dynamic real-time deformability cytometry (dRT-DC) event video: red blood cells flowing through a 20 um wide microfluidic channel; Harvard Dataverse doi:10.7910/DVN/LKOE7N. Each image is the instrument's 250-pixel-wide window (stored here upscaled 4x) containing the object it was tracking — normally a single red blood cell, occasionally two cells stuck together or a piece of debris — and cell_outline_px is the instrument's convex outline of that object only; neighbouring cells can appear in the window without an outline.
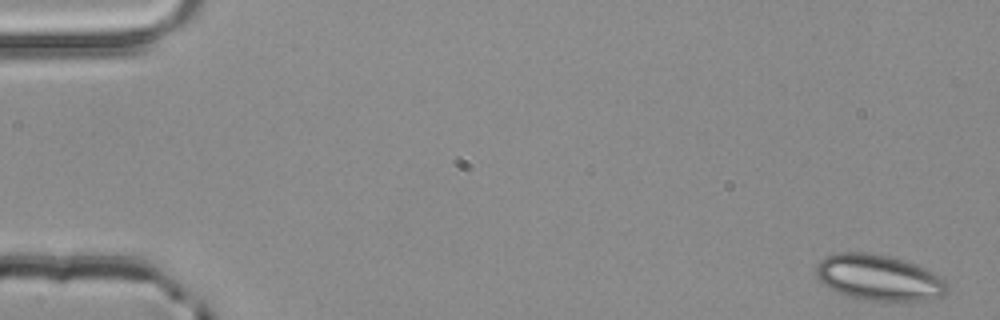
{"species": "common noctule bat (a hibernating species)", "species_latin": "Nyctalus noctula", "temperature_condition": "room temperature", "stored_images_in_passage": 4, "camera_frame_rate_fps": 3000, "um_per_image_px": 0.085, "animal": {"sex": "male", "body_mass_g": 20.4}, "frame": {"image": 1, "passage_image": 1, "time_ms": 0.0, "image_size_px": [1000, 320], "cell_outline_px": [[948, 292], [944, 296], [928, 300], [868, 300], [848, 296], [824, 284], [816, 276], [816, 264], [824, 256], [836, 252], [864, 252], [888, 256], [904, 260], [916, 264], [948, 280]], "centroid_in_image_um": [74.73, 23.58], "position_along_channel_um": 10.3, "area_um2": 35.03}}